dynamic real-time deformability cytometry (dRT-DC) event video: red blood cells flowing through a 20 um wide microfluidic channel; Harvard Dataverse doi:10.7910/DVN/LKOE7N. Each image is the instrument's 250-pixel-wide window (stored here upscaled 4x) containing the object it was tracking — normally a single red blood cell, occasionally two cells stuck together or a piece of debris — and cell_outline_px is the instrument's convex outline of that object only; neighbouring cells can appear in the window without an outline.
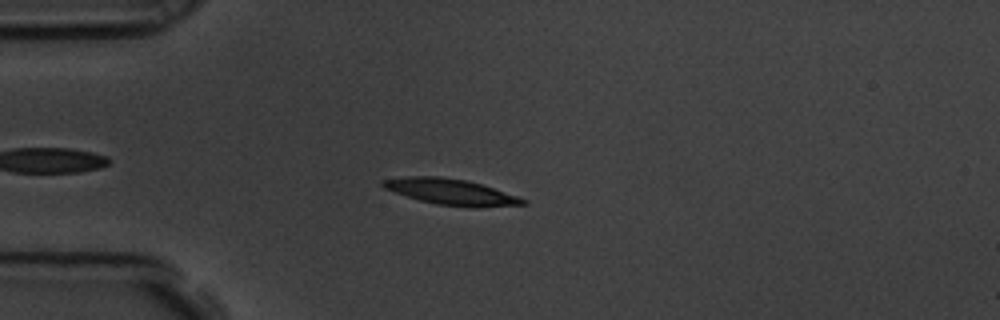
{"species": "common noctule bat (a hibernating species)", "species_latin": "Nyctalus noctula", "temperature_condition": "room temperature", "stored_images_in_passage": 52, "camera_frame_rate_fps": 3000, "um_per_image_px": 0.085, "animal": {"sex": "male", "body_mass_g": 19.5, "forearm_length_mm": 54.6}, "frame": {"image": 1, "passage_image": 9, "time_ms": 2.667, "image_size_px": [1000, 320], "cell_outline_px": [[528, 204], [476, 208], [468, 208], [436, 204], [420, 200], [384, 188], [380, 184], [384, 180], [404, 176], [440, 176], [468, 180], [528, 200]], "centroid_in_image_um": [38.36, 16.31], "position_along_channel_um": 46.6, "area_um2": 21.1}}
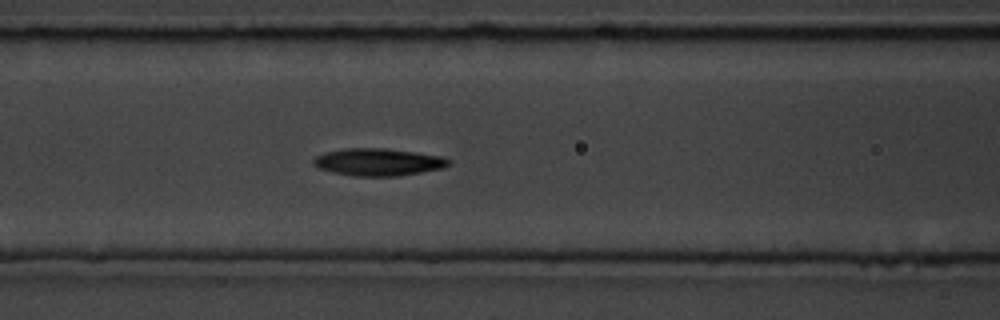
{"frame": {"image": 2, "passage_image": 18, "time_ms": 5.667, "image_size_px": [1000, 320], "cell_outline_px": [[452, 164], [444, 168], [396, 176], [352, 176], [332, 172], [320, 168], [312, 164], [312, 160], [316, 156], [324, 152], [344, 148], [384, 148], [444, 156], [452, 160]], "centroid_in_image_um": [32.17, 13.77], "position_along_channel_um": 134.4, "area_um2": 21.73}}
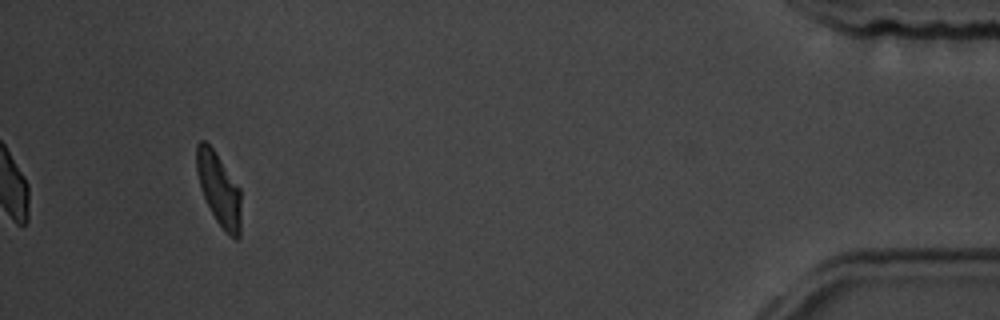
{"frame": {"image": 3, "passage_image": 48, "time_ms": 15.667, "image_size_px": [1000, 320], "cell_outline_px": [[240, 236], [236, 240], [228, 236], [224, 232], [216, 220], [204, 196], [196, 172], [196, 144], [200, 140], [204, 140], [216, 152], [240, 188]], "centroid_in_image_um": [18.61, 16.09], "position_along_channel_um": 416.6, "area_um2": 18.84}, "authors_computed_cell_mechanics": {"area_um2": 20.6346, "velocity_mm_per_s": 3.5231, "shape_relaxation_time_tau1_ms": 3.5526, "shape_relaxation_time_tau2_ms": 4.6755, "deformation_change_tau1": 0.1536, "deformation_change_tau2": 0.1086}}